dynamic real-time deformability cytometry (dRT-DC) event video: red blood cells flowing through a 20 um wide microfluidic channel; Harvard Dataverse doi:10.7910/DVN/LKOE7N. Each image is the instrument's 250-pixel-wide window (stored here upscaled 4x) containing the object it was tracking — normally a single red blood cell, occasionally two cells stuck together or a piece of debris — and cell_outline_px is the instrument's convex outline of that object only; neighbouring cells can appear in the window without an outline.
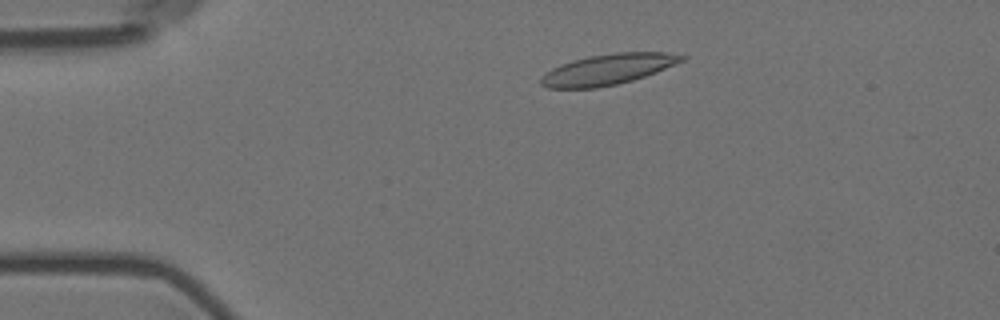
{"species": "Egyptian fruit bat (a non-hibernating species)", "species_latin": "Rousettus aegyptiacus", "temperature_condition": "room temperature", "stored_images_in_passage": 14, "camera_frame_rate_fps": 3000, "um_per_image_px": 0.085, "animal": {"sex": "female"}, "frame": {"image": 1, "passage_image": 3, "time_ms": 0.667, "image_size_px": [1000, 320], "cell_outline_px": [[688, 56], [684, 60], [656, 72], [632, 80], [616, 84], [596, 88], [548, 88], [540, 84], [540, 76], [544, 72], [560, 64], [572, 60], [588, 56], [616, 52], [668, 52]], "centroid_in_image_um": [51.63, 5.89], "position_along_channel_um": 33.4, "area_um2": 25.26}}
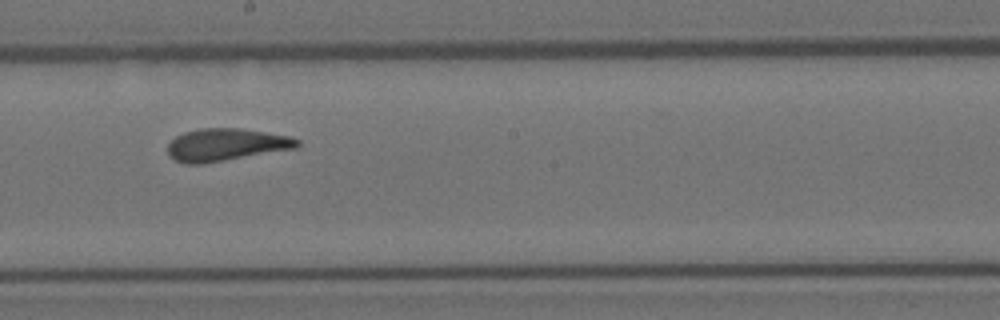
{"frame": {"image": 2, "passage_image": 8, "time_ms": 2.333, "image_size_px": [1000, 320], "cell_outline_px": [[300, 144], [296, 148], [200, 164], [184, 164], [168, 156], [168, 144], [176, 136], [184, 132], [200, 128], [240, 128], [288, 136], [300, 140]], "centroid_in_image_um": [19.17, 12.3], "position_along_channel_um": 229.0, "area_um2": 24.28}}
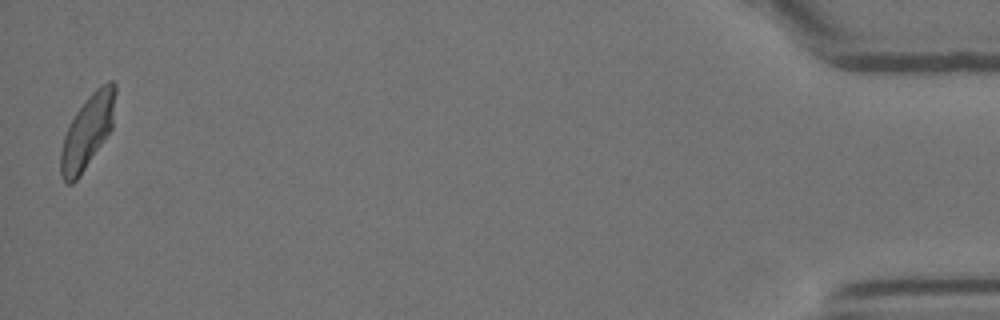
{"frame": {"image": 3, "passage_image": 14, "time_ms": 4.333, "image_size_px": [1000, 320], "cell_outline_px": [[116, 92], [112, 128], [80, 176], [72, 184], [68, 184], [60, 176], [60, 152], [64, 136], [76, 112], [88, 96], [100, 84], [108, 80], [112, 80], [116, 84]], "centroid_in_image_um": [7.44, 11.16], "position_along_channel_um": 427.8, "area_um2": 23.29}}